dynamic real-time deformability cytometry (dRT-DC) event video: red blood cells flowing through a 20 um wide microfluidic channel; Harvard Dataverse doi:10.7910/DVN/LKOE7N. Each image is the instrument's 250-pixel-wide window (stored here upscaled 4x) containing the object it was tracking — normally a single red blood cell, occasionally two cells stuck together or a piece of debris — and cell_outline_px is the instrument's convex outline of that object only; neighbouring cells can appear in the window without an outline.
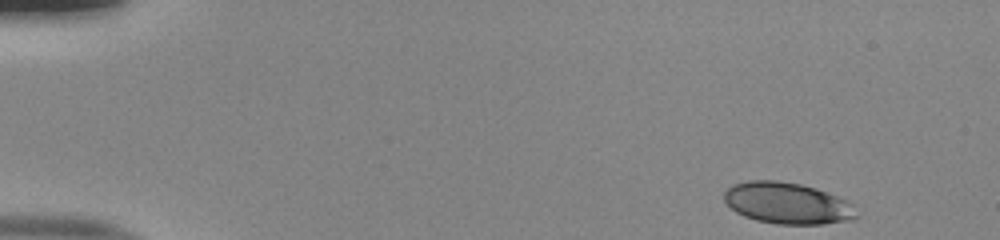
{"species": "human", "species_latin": "Homo sapiens", "temperature_condition": "room temperature", "stored_images_in_passage": 47, "camera_frame_rate_fps": 3000, "um_per_image_px": 0.085, "donor": {"sex": "male"}, "frame": {"image": 1, "passage_image": 1, "time_ms": 0.0, "image_size_px": [1000, 240], "cell_outline_px": [[860, 216], [852, 220], [824, 224], [776, 224], [756, 220], [744, 216], [736, 212], [724, 200], [724, 192], [732, 184], [748, 180], [776, 180], [800, 184], [816, 188], [836, 196], [844, 200]], "centroid_in_image_um": [66.89, 17.27], "position_along_channel_um": 18.1, "area_um2": 31.79}}
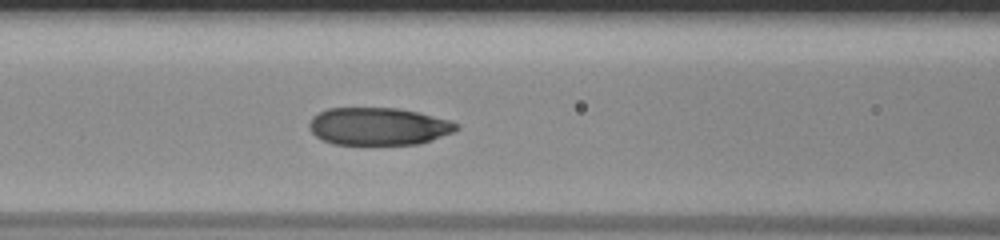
{"frame": {"image": 2, "passage_image": 19, "time_ms": 6.0, "image_size_px": [1000, 240], "cell_outline_px": [[460, 128], [452, 132], [432, 140], [420, 144], [332, 144], [316, 136], [308, 128], [308, 124], [312, 116], [328, 108], [396, 108], [416, 112], [452, 120], [460, 124]], "centroid_in_image_um": [32.18, 10.74], "position_along_channel_um": 134.4, "area_um2": 32.25}}
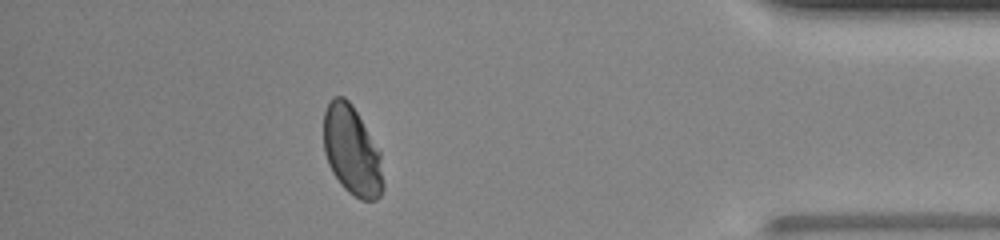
{"frame": {"image": 3, "passage_image": 42, "time_ms": 13.667, "image_size_px": [1000, 240], "cell_outline_px": [[384, 188], [380, 196], [376, 200], [360, 200], [348, 192], [340, 184], [332, 172], [328, 164], [324, 152], [324, 112], [332, 96], [344, 96], [352, 104], [380, 152], [384, 184]], "centroid_in_image_um": [29.91, 12.84], "position_along_channel_um": 405.3, "area_um2": 31.1}, "authors_computed_cell_mechanics": {"area_um2": 32.2524, "velocity_mm_per_s": 4.0262, "shape_relaxation_time_tau1_ms": 5.4685, "shape_relaxation_time_tau2_ms": null, "deformation_change_tau1": 0.1667, "deformation_change_tau2": null}}